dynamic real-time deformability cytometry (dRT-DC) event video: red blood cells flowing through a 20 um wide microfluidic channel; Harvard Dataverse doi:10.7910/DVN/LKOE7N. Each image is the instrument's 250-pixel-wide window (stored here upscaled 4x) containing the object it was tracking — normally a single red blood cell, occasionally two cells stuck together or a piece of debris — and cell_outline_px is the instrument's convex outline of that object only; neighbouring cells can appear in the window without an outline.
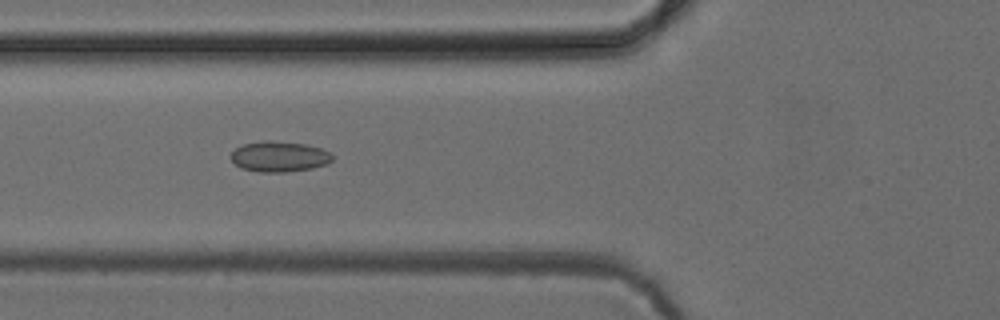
{"species": "common noctule bat (a hibernating species)", "species_latin": "Nyctalus noctula", "temperature_condition": "cold", "stored_images_in_passage": 6, "camera_frame_rate_fps": 3000, "um_per_image_px": 0.085, "animal": {"sex": "female", "body_mass_g": 24.6, "forearm_length_mm": 56.2}, "frame": {"image": 1, "passage_image": 4, "time_ms": 3.333, "image_size_px": [1000, 320], "cell_outline_px": [[332, 160], [328, 164], [312, 168], [288, 172], [260, 172], [240, 168], [228, 156], [236, 148], [244, 144], [264, 140], [268, 140], [304, 144], [320, 148], [332, 152]], "centroid_in_image_um": [23.74, 13.31], "position_along_channel_um": 102.1, "area_um2": 18.15}}
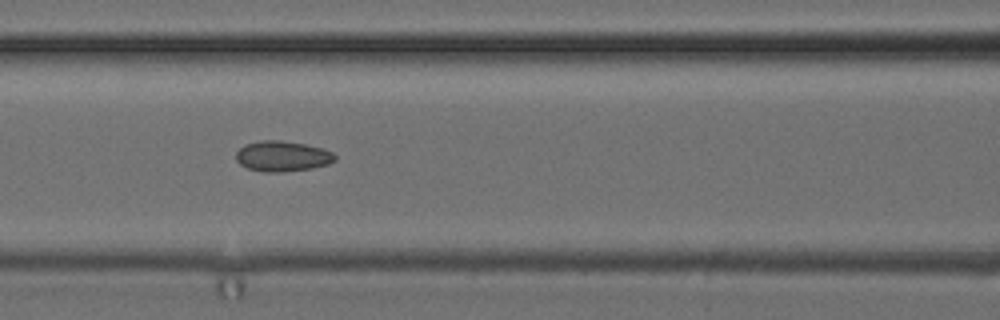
{"frame": {"image": 2, "passage_image": 5, "time_ms": 4.333, "image_size_px": [1000, 320], "cell_outline_px": [[336, 160], [328, 164], [312, 168], [284, 172], [264, 172], [248, 168], [240, 164], [236, 160], [236, 152], [244, 144], [260, 140], [280, 140], [304, 144], [320, 148], [332, 152], [336, 156]], "centroid_in_image_um": [23.98, 13.28], "position_along_channel_um": 142.6, "area_um2": 17.57}}
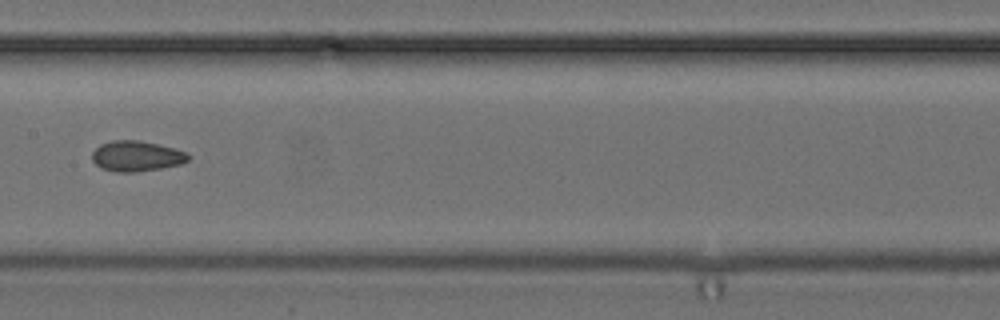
{"frame": {"image": 3, "passage_image": 6, "time_ms": 5.667, "image_size_px": [1000, 320], "cell_outline_px": [[188, 160], [180, 164], [160, 168], [136, 172], [116, 172], [100, 168], [92, 160], [92, 152], [100, 144], [112, 140], [140, 140], [172, 148], [184, 152], [188, 156]], "centroid_in_image_um": [11.53, 13.27], "position_along_channel_um": 195.9, "area_um2": 16.88}}